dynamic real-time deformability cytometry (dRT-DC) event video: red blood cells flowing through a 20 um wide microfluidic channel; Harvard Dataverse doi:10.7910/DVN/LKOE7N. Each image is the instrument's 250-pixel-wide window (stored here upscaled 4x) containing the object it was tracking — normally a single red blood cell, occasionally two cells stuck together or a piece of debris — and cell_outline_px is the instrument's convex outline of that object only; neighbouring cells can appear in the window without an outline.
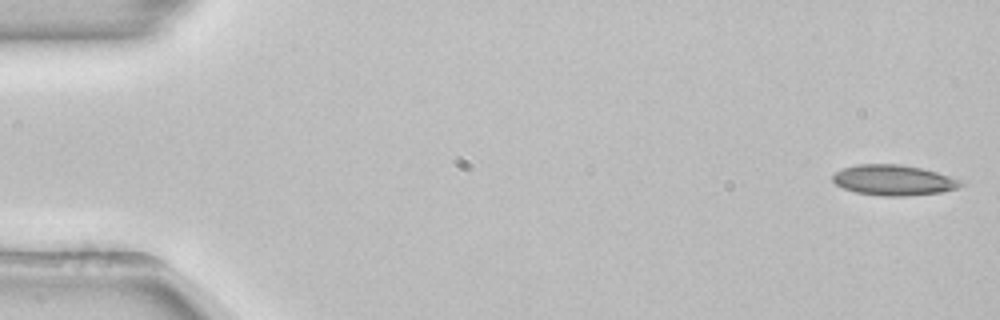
{"species": "common noctule bat (a hibernating species)", "species_latin": "Nyctalus noctula", "temperature_condition": "room temperature", "stored_images_in_passage": 52, "camera_frame_rate_fps": 3000, "um_per_image_px": 0.085, "animal": {"sex": "female", "body_mass_g": 22.7, "forearm_length_mm": 54.2}, "frame": {"image": 1, "passage_image": 1, "time_ms": 0.0, "image_size_px": [1000, 320], "cell_outline_px": [[964, 184], [956, 188], [940, 192], [908, 196], [880, 196], [856, 192], [844, 188], [836, 184], [832, 180], [832, 172], [856, 164], [900, 164], [920, 168], [936, 172], [960, 180]], "centroid_in_image_um": [75.9, 15.31], "position_along_channel_um": 9.1, "area_um2": 22.66}}
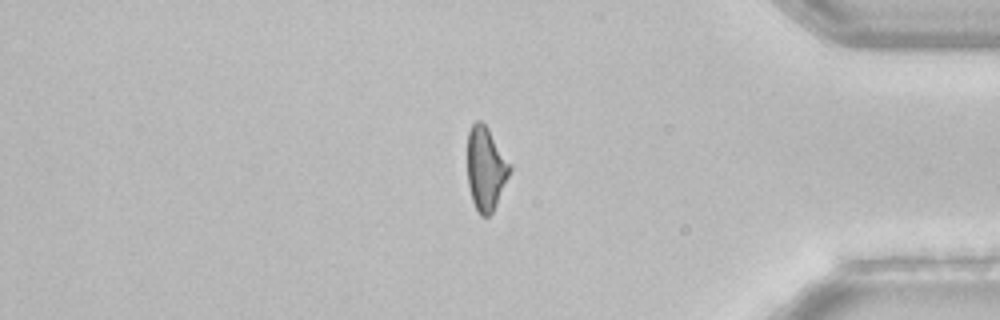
{"frame": {"image": 2, "passage_image": 44, "time_ms": 14.333, "image_size_px": [1000, 320], "cell_outline_px": [[512, 168], [496, 204], [492, 212], [488, 216], [480, 216], [472, 200], [468, 184], [468, 132], [472, 124], [476, 120], [480, 120], [488, 128], [512, 164]], "centroid_in_image_um": [41.3, 14.31], "position_along_channel_um": 393.9, "area_um2": 20.58}}
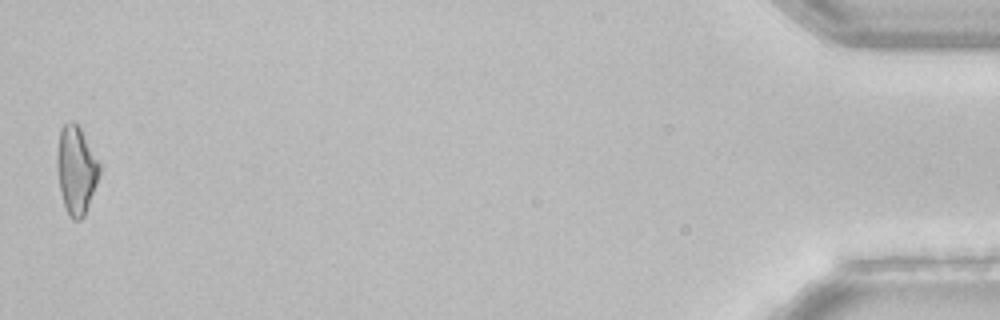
{"frame": {"image": 3, "passage_image": 52, "time_ms": 17.0, "image_size_px": [1000, 320], "cell_outline_px": [[100, 172], [96, 184], [84, 216], [80, 220], [72, 220], [68, 216], [60, 192], [56, 168], [56, 156], [60, 128], [68, 120], [72, 120], [80, 128], [100, 164]], "centroid_in_image_um": [6.44, 14.45], "position_along_channel_um": 428.8, "area_um2": 21.79}, "authors_computed_cell_mechanics": {"area_um2": 22.1663, "velocity_mm_per_s": 3.8829, "shape_relaxation_time_tau1_ms": null, "shape_relaxation_time_tau2_ms": 3.7385, "deformation_change_tau1": null, "deformation_change_tau2": 0.1078}}